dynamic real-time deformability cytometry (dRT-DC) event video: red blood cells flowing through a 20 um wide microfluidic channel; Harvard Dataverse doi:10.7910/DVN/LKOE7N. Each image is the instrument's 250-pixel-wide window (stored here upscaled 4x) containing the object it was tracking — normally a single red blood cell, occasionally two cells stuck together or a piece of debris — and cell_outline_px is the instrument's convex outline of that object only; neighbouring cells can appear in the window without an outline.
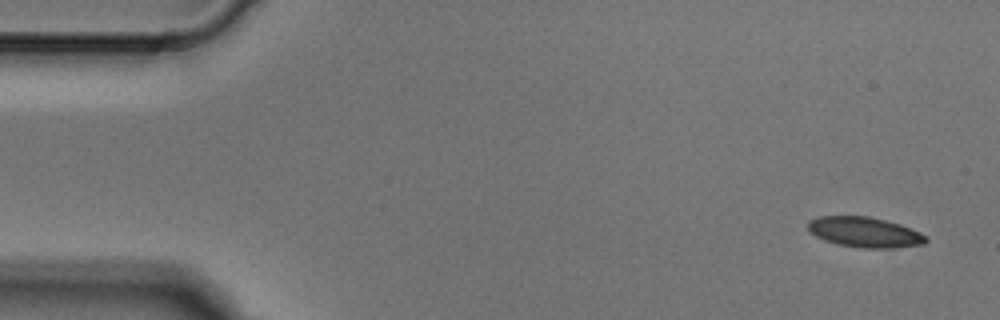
{"species": "Egyptian fruit bat (a non-hibernating species)", "species_latin": "Rousettus aegyptiacus", "temperature_condition": "cold", "stored_images_in_passage": 4, "camera_frame_rate_fps": 3000, "um_per_image_px": 0.085, "animal": {"sex": "male"}, "frame": {"image": 1, "passage_image": 1, "time_ms": 0.0, "image_size_px": [1000, 320], "cell_outline_px": [[928, 240], [924, 244], [892, 248], [864, 248], [840, 244], [824, 240], [816, 236], [808, 228], [808, 220], [820, 216], [868, 216], [900, 224], [920, 232], [928, 236]], "centroid_in_image_um": [73.53, 19.73], "position_along_channel_um": 11.5, "area_um2": 20.69}}
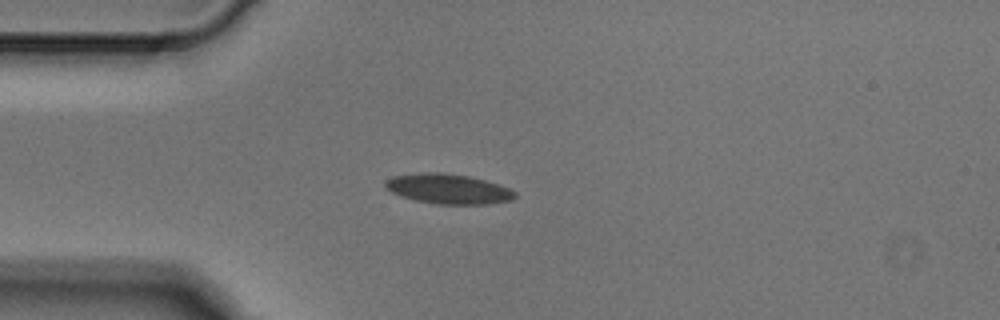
{"frame": {"image": 2, "passage_image": 4, "time_ms": 1.0, "image_size_px": [1000, 320], "cell_outline_px": [[516, 196], [512, 200], [488, 204], [436, 204], [416, 200], [400, 196], [384, 188], [384, 184], [392, 176], [420, 172], [444, 172], [468, 176], [484, 180], [508, 188], [516, 192]], "centroid_in_image_um": [38.07, 16.05], "position_along_channel_um": 46.9, "area_um2": 22.6}}